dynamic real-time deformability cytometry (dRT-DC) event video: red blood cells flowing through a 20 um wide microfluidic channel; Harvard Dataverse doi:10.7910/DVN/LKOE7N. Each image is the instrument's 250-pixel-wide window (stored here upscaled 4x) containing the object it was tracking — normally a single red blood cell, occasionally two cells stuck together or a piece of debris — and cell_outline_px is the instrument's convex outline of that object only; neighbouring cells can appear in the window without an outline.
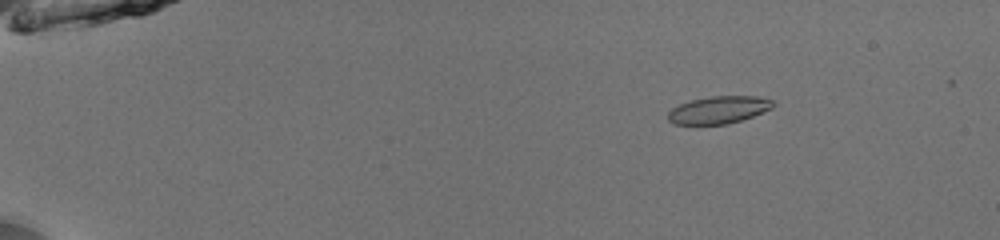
{"species": "common noctule bat (a hibernating species)", "species_latin": "Nyctalus noctula", "temperature_condition": "room temperature", "stored_images_in_passage": 53, "camera_frame_rate_fps": 3000, "um_per_image_px": 0.085, "animal": {"sex": "male", "body_mass_g": 13.0, "forearm_length_mm": 53.1}, "frame": {"image": 1, "passage_image": 9, "time_ms": 2.667, "image_size_px": [1000, 240], "cell_outline_px": [[776, 104], [772, 108], [752, 116], [728, 124], [672, 124], [668, 120], [668, 112], [672, 108], [680, 104], [692, 100], [712, 96], [756, 96], [772, 100]], "centroid_in_image_um": [61.08, 9.34], "position_along_channel_um": 23.9, "area_um2": 16.65}}
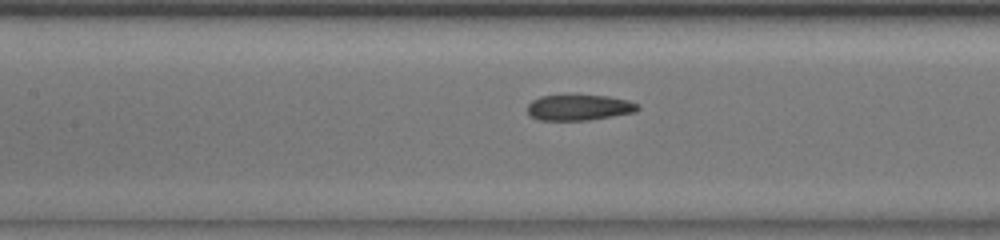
{"frame": {"image": 2, "passage_image": 27, "time_ms": 8.667, "image_size_px": [1000, 240], "cell_outline_px": [[640, 108], [636, 112], [588, 120], [540, 120], [532, 116], [528, 112], [528, 104], [532, 100], [540, 96], [568, 92], [608, 96], [628, 100], [640, 104]], "centroid_in_image_um": [49.23, 9.08], "position_along_channel_um": 158.2, "area_um2": 17.34}}
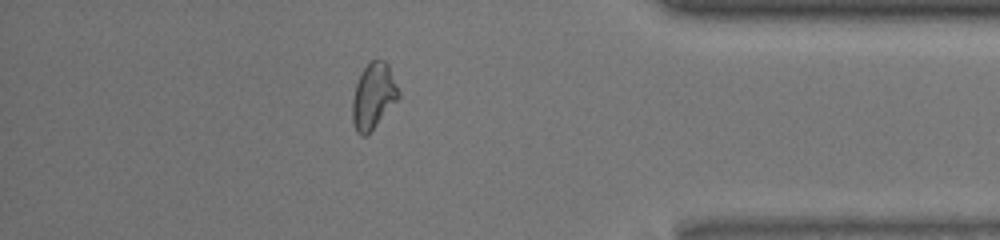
{"frame": {"image": 3, "passage_image": 47, "time_ms": 15.333, "image_size_px": [1000, 240], "cell_outline_px": [[400, 96], [376, 124], [364, 136], [360, 136], [356, 132], [352, 120], [352, 100], [356, 84], [364, 68], [372, 60], [384, 60], [388, 64], [400, 92]], "centroid_in_image_um": [31.73, 8.15], "position_along_channel_um": 403.5, "area_um2": 17.28}, "authors_computed_cell_mechanics": {"area_um2": 17.2822, "velocity_mm_per_s": 3.9934, "shape_relaxation_time_tau1_ms": null, "shape_relaxation_time_tau2_ms": 2.0103, "deformation_change_tau1": null, "deformation_change_tau2": 0.0736}}